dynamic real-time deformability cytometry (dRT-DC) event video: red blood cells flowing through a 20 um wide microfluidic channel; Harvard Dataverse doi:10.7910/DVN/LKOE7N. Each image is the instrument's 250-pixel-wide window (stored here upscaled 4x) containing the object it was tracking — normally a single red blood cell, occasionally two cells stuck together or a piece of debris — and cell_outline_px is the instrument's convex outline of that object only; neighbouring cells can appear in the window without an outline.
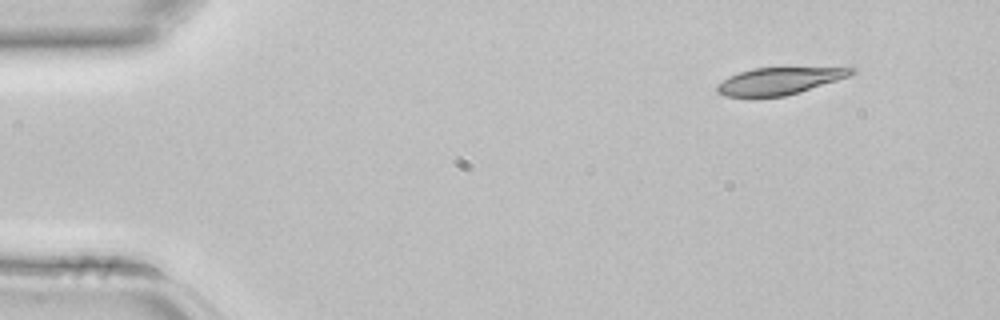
{"species": "common noctule bat (a hibernating species)", "species_latin": "Nyctalus noctula", "temperature_condition": "room temperature", "stored_images_in_passage": 5, "segment_of_instrument_passage": [2, 2], "camera_frame_rate_fps": 3000, "um_per_image_px": 0.085, "animal": {"sex": "female", "body_mass_g": 22.7, "forearm_length_mm": 54.2}, "frame": {"image": 1, "passage_image": 5, "time_ms": 1.333, "image_size_px": [1000, 320], "cell_outline_px": [[856, 72], [848, 76], [836, 80], [784, 96], [724, 96], [716, 92], [716, 84], [728, 76], [752, 68], [852, 64], [856, 68]], "centroid_in_image_um": [66.39, 6.79], "position_along_channel_um": 18.6, "area_um2": 22.14}}